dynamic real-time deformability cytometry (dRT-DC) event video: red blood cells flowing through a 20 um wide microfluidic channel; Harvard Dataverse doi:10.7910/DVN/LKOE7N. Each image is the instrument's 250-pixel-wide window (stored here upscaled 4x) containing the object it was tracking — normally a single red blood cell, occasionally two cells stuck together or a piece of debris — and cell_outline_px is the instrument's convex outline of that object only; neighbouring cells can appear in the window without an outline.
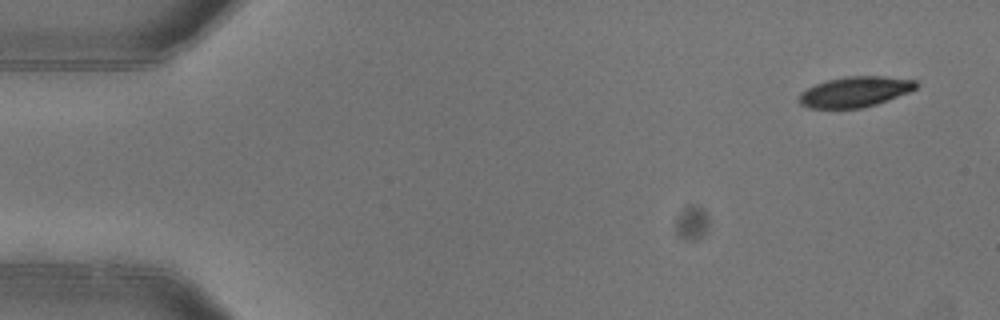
{"species": "common noctule bat (a hibernating species)", "species_latin": "Nyctalus noctula", "temperature_condition": "warm", "stored_images_in_passage": 3, "camera_frame_rate_fps": 3000, "um_per_image_px": 0.085, "animal": {"sex": "female"}, "frame": {"image": 1, "passage_image": 1, "time_ms": 0.0, "image_size_px": [1000, 320], "cell_outline_px": [[920, 84], [916, 88], [908, 92], [888, 100], [876, 104], [860, 108], [808, 108], [800, 104], [796, 100], [800, 92], [816, 84], [828, 80], [844, 76], [884, 76], [916, 80]], "centroid_in_image_um": [72.66, 7.8], "position_along_channel_um": 12.3, "area_um2": 20.87}}